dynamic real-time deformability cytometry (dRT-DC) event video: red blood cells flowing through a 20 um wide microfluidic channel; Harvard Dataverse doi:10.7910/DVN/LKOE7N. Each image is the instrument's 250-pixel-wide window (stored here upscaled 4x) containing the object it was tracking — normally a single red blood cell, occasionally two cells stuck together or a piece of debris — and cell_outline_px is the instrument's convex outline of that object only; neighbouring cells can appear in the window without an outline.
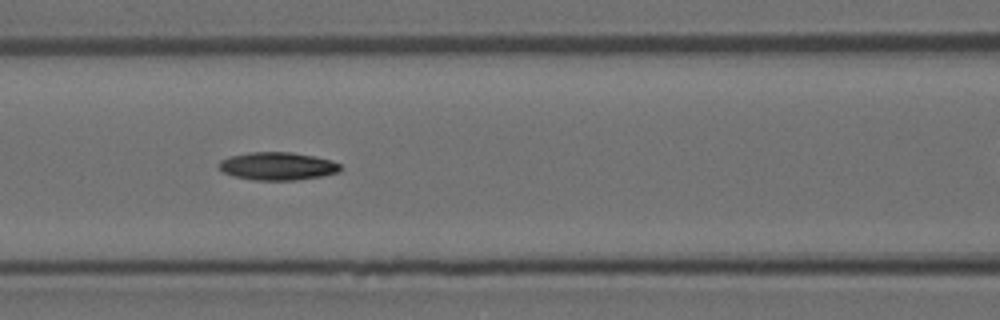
{"species": "Egyptian fruit bat (a non-hibernating species)", "species_latin": "Rousettus aegyptiacus", "temperature_condition": "room temperature", "stored_images_in_passage": 8, "camera_frame_rate_fps": 3000, "um_per_image_px": 0.085, "animal": {"sex": "female"}, "frame": {"image": 1, "passage_image": 4, "time_ms": 1.0, "image_size_px": [1000, 320], "cell_outline_px": [[340, 172], [324, 176], [296, 180], [252, 180], [232, 176], [224, 172], [216, 164], [220, 160], [228, 156], [248, 152], [292, 152], [316, 156], [332, 160], [340, 164]], "centroid_in_image_um": [23.58, 14.12], "position_along_channel_um": 143.0, "area_um2": 20.11}}
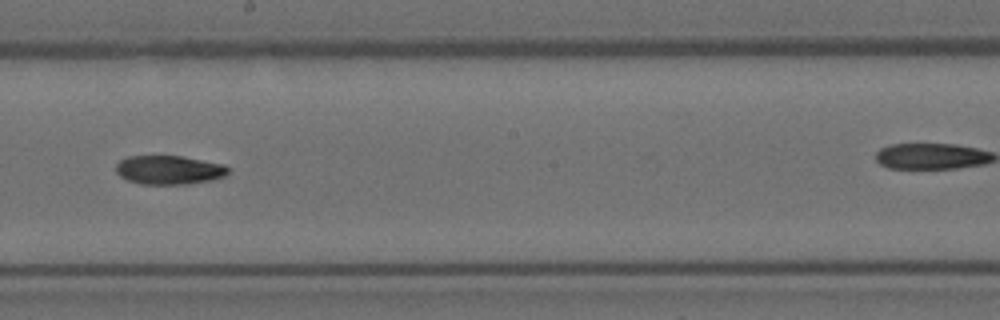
{"frame": {"image": 2, "passage_image": 6, "time_ms": 1.667, "image_size_px": [1000, 320], "cell_outline_px": [[228, 172], [224, 176], [212, 180], [188, 184], [140, 184], [128, 180], [120, 176], [116, 172], [116, 164], [120, 160], [128, 156], [184, 156], [224, 164], [228, 168]], "centroid_in_image_um": [14.36, 14.44], "position_along_channel_um": 233.8, "area_um2": 18.96}}